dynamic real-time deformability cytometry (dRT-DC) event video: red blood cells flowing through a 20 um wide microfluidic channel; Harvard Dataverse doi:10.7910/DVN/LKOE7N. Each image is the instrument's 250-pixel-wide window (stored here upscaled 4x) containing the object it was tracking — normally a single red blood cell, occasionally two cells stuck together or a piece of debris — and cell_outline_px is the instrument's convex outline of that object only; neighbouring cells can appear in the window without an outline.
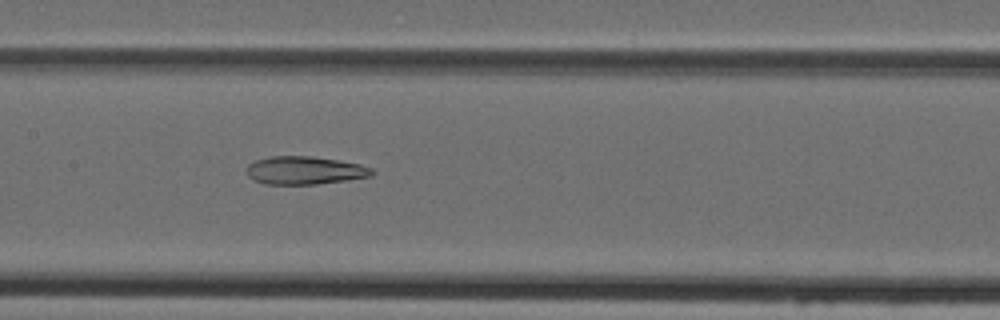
{"species": "Egyptian fruit bat (a non-hibernating species)", "species_latin": "Rousettus aegyptiacus", "temperature_condition": "cold", "stored_images_in_passage": 40, "camera_frame_rate_fps": 3000, "um_per_image_px": 0.085, "animal": {"sex": "female"}, "frame": {"image": 1, "passage_image": 19, "time_ms": 6.0, "image_size_px": [1000, 320], "cell_outline_px": [[376, 172], [372, 176], [316, 184], [264, 184], [252, 180], [248, 176], [248, 164], [256, 160], [268, 156], [308, 156], [336, 160], [360, 164], [372, 168]], "centroid_in_image_um": [25.89, 14.48], "position_along_channel_um": 181.5, "area_um2": 20.4}}
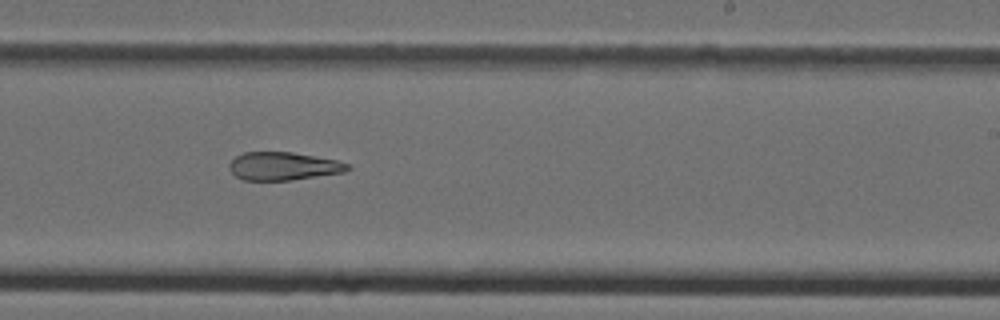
{"frame": {"image": 2, "passage_image": 25, "time_ms": 8.0, "image_size_px": [1000, 320], "cell_outline_px": [[352, 168], [344, 172], [292, 180], [244, 180], [236, 176], [228, 168], [228, 164], [236, 156], [244, 152], [292, 152], [336, 160], [348, 164]], "centroid_in_image_um": [24.07, 14.12], "position_along_channel_um": 264.9, "area_um2": 19.31}}
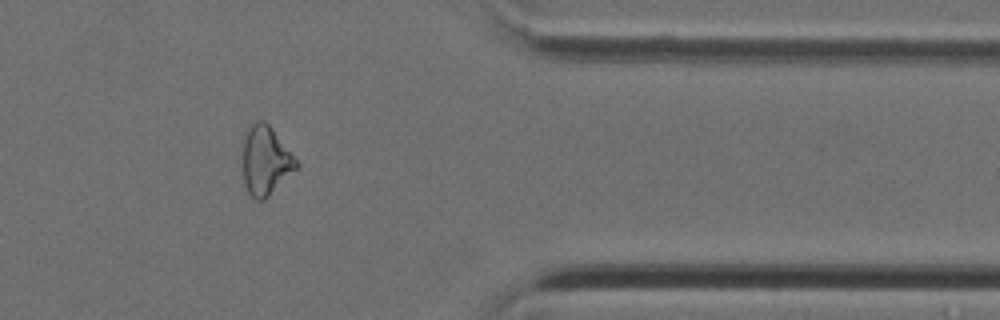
{"frame": {"image": 3, "passage_image": 35, "time_ms": 11.333, "image_size_px": [1000, 320], "cell_outline_px": [[300, 164], [264, 200], [256, 200], [248, 192], [244, 184], [244, 140], [252, 124], [256, 120], [264, 120], [272, 128]], "centroid_in_image_um": [22.58, 13.65], "position_along_channel_um": 388.8, "area_um2": 20.87}}